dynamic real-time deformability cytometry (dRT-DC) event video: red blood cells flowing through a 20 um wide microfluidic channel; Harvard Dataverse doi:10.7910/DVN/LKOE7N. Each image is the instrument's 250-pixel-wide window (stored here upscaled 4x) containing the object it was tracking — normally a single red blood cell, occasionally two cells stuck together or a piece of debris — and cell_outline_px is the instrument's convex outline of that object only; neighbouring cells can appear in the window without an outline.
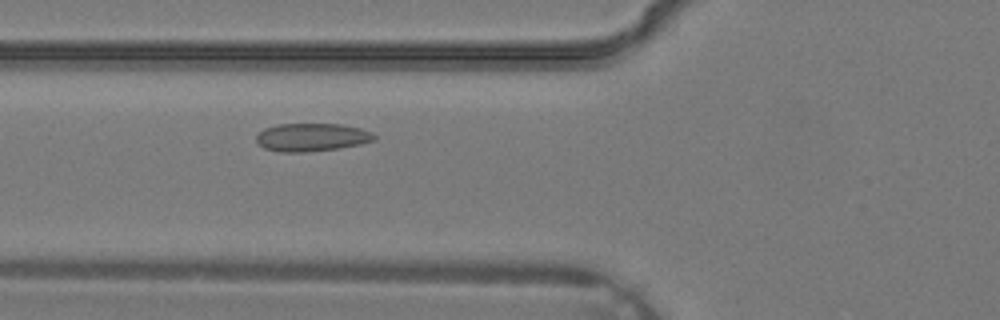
{"species": "common noctule bat (a hibernating species)", "species_latin": "Nyctalus noctula", "temperature_condition": "warm", "stored_images_in_passage": 26, "camera_frame_rate_fps": 3000, "um_per_image_px": 0.085, "animal": {"sex": "male", "body_mass_g": 19.2, "forearm_length_mm": 51.8}, "frame": {"image": 1, "passage_image": 6, "time_ms": 1.667, "image_size_px": [1000, 320], "cell_outline_px": [[376, 140], [360, 144], [340, 148], [304, 152], [280, 152], [264, 148], [256, 140], [256, 136], [264, 128], [276, 124], [340, 124], [360, 128], [372, 132], [376, 136]], "centroid_in_image_um": [26.51, 11.66], "position_along_channel_um": 99.3, "area_um2": 19.31}}
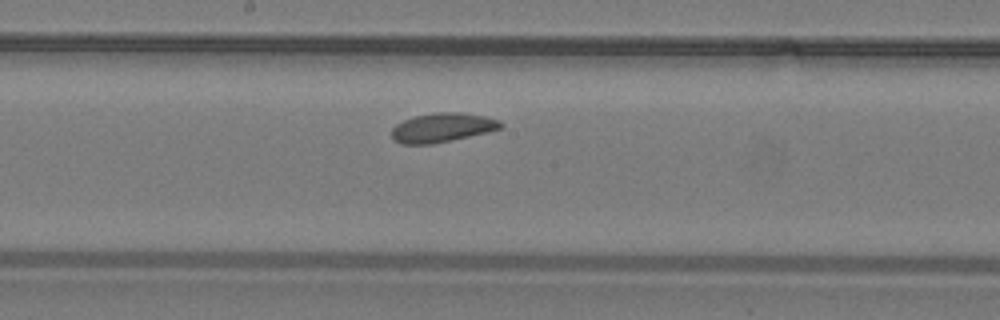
{"frame": {"image": 2, "passage_image": 12, "time_ms": 3.667, "image_size_px": [1000, 320], "cell_outline_px": [[504, 128], [488, 132], [432, 144], [400, 144], [392, 136], [392, 128], [396, 124], [412, 116], [432, 112], [460, 112], [484, 116], [500, 120], [504, 124]], "centroid_in_image_um": [37.62, 10.83], "position_along_channel_um": 210.6, "area_um2": 18.67}}
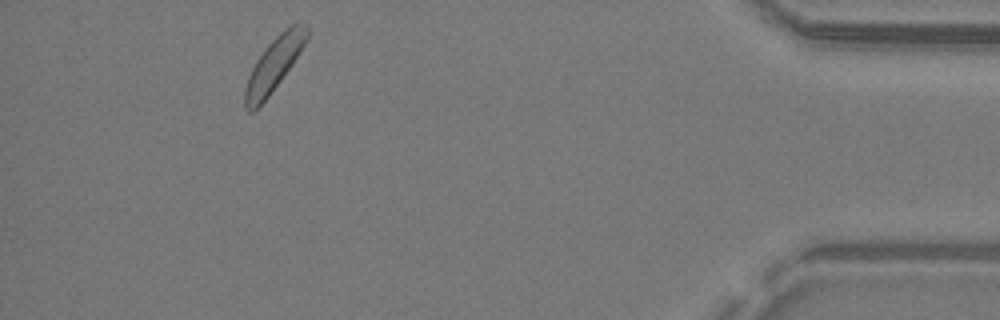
{"frame": {"image": 3, "passage_image": 26, "time_ms": 8.333, "image_size_px": [1000, 320], "cell_outline_px": [[308, 36], [304, 44], [292, 64], [268, 96], [252, 112], [248, 112], [244, 108], [244, 88], [248, 76], [256, 60], [268, 44], [284, 28], [300, 20], [308, 24]], "centroid_in_image_um": [23.28, 5.43], "position_along_channel_um": 411.9, "area_um2": 19.13}}